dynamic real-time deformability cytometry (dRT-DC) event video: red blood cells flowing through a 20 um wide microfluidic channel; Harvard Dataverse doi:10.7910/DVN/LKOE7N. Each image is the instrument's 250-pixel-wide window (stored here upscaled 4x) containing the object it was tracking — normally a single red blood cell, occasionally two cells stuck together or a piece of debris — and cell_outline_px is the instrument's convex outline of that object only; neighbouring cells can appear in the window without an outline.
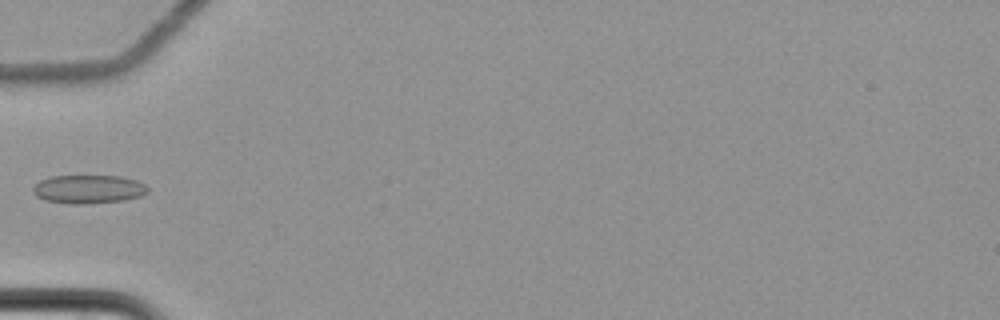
{"species": "common noctule bat (a hibernating species)", "species_latin": "Nyctalus noctula", "temperature_condition": "cold", "stored_images_in_passage": 6, "camera_frame_rate_fps": 3000, "um_per_image_px": 0.085, "animal": {"sex": "female", "body_mass_g": 22.7, "forearm_length_mm": 54.2}, "frame": {"image": 1, "passage_image": 6, "time_ms": 1.667, "image_size_px": [1000, 320], "cell_outline_px": [[148, 192], [140, 196], [124, 200], [84, 204], [72, 204], [44, 200], [36, 196], [32, 192], [32, 188], [40, 180], [48, 176], [120, 176], [136, 180], [144, 184], [148, 188]], "centroid_in_image_um": [7.49, 16.08], "position_along_channel_um": 77.5, "area_um2": 19.13}}